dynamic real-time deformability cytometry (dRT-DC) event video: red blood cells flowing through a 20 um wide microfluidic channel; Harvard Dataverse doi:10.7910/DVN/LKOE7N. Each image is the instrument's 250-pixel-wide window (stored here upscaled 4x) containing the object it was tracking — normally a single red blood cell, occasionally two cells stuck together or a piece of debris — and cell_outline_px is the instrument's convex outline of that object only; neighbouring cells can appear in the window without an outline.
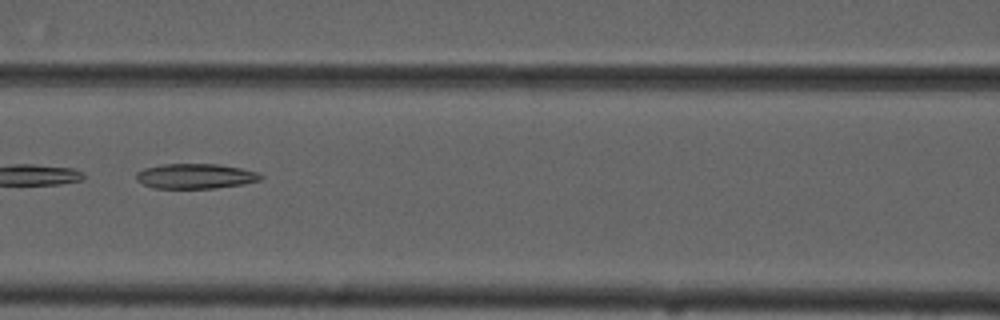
{"species": "common noctule bat (a hibernating species)", "species_latin": "Nyctalus noctula", "temperature_condition": "cold", "stored_images_in_passage": 5, "camera_frame_rate_fps": 3000, "um_per_image_px": 0.085, "animal": {"sex": "male", "forearm_length_mm": 52.5}, "frame": {"image": 1, "passage_image": 3, "time_ms": 2.333, "image_size_px": [1000, 320], "cell_outline_px": [[264, 176], [260, 180], [244, 184], [216, 188], [152, 188], [136, 180], [136, 172], [144, 168], [164, 164], [220, 164], [240, 168], [256, 172]], "centroid_in_image_um": [16.6, 14.97], "position_along_channel_um": 150.0, "area_um2": 18.15}}
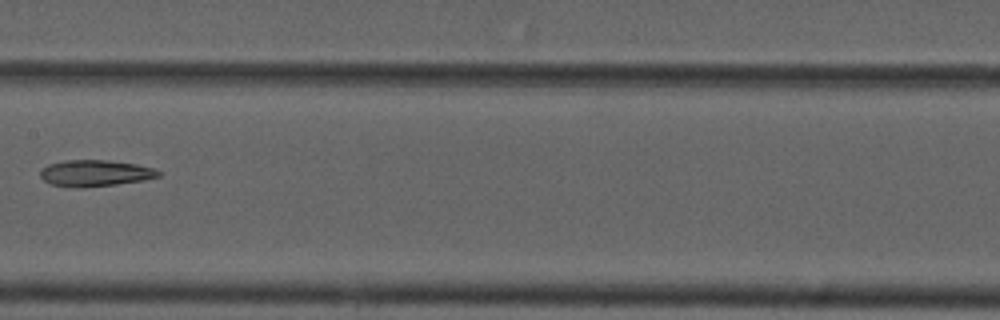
{"frame": {"image": 2, "passage_image": 4, "time_ms": 3.667, "image_size_px": [1000, 320], "cell_outline_px": [[160, 176], [144, 180], [116, 184], [76, 188], [52, 184], [44, 180], [40, 176], [40, 172], [48, 164], [64, 160], [108, 160], [136, 164], [152, 168], [160, 172]], "centroid_in_image_um": [8.08, 14.71], "position_along_channel_um": 199.3, "area_um2": 17.98}}
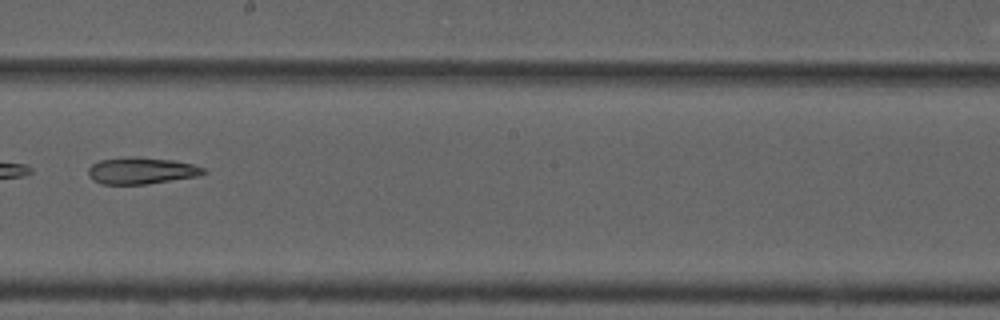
{"frame": {"image": 3, "passage_image": 5, "time_ms": 4.667, "image_size_px": [1000, 320], "cell_outline_px": [[208, 172], [200, 176], [144, 184], [100, 184], [92, 180], [88, 176], [88, 168], [92, 164], [100, 160], [128, 156], [140, 156], [172, 160], [192, 164], [204, 168]], "centroid_in_image_um": [12.0, 14.5], "position_along_channel_um": 236.2, "area_um2": 18.15}}